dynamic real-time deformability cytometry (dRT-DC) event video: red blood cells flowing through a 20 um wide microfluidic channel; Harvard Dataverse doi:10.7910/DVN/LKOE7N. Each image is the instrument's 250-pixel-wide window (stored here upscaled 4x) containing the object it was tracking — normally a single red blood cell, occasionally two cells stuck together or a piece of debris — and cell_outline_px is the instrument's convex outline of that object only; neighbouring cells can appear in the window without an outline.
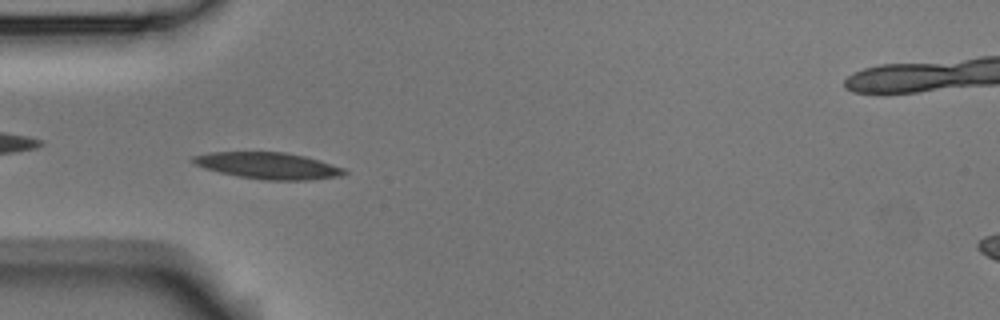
{"species": "Egyptian fruit bat (a non-hibernating species)", "species_latin": "Rousettus aegyptiacus", "temperature_condition": "room temperature", "stored_images_in_passage": 5, "camera_frame_rate_fps": 3000, "um_per_image_px": 0.085, "animal": {"sex": "male"}, "frame": {"image": 1, "passage_image": 5, "time_ms": 1.333, "image_size_px": [1000, 320], "cell_outline_px": [[348, 172], [344, 176], [312, 180], [264, 180], [236, 176], [204, 168], [196, 164], [192, 160], [192, 156], [212, 152], [284, 152], [304, 156], [344, 168]], "centroid_in_image_um": [22.83, 14.09], "position_along_channel_um": 62.2, "area_um2": 23.35}}